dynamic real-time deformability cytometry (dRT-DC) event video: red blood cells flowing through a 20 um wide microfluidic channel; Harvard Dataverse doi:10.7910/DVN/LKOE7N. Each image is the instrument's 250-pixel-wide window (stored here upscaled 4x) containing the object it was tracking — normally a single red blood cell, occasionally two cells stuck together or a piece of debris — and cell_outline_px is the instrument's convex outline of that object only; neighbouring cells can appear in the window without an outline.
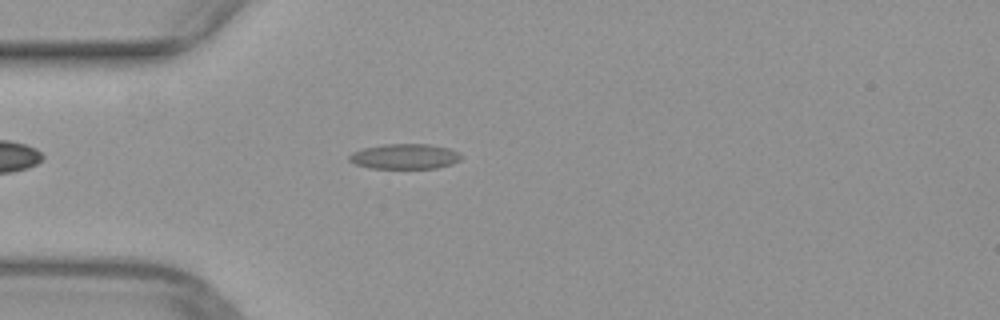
{"species": "common noctule bat (a hibernating species)", "species_latin": "Nyctalus noctula", "temperature_condition": "warm", "stored_images_in_passage": 43, "camera_frame_rate_fps": 3000, "um_per_image_px": 0.085, "animal": {"sex": "female", "body_mass_g": 29.2, "forearm_length_mm": 56.3}, "frame": {"image": 1, "passage_image": 7, "time_ms": 2.0, "image_size_px": [1000, 320], "cell_outline_px": [[464, 156], [460, 160], [452, 164], [436, 168], [368, 168], [356, 164], [348, 160], [348, 156], [352, 152], [364, 148], [384, 144], [428, 144], [448, 148]], "centroid_in_image_um": [34.4, 13.3], "position_along_channel_um": 50.6, "area_um2": 16.42}}
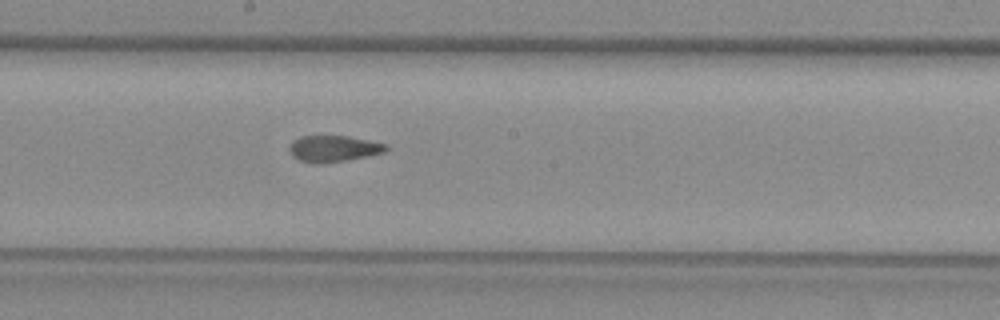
{"frame": {"image": 2, "passage_image": 20, "time_ms": 6.333, "image_size_px": [1000, 320], "cell_outline_px": [[388, 148], [384, 152], [368, 156], [320, 164], [316, 164], [300, 160], [292, 156], [288, 148], [300, 136], [348, 136], [384, 144]], "centroid_in_image_um": [28.32, 12.64], "position_along_channel_um": 219.9, "area_um2": 14.51}}
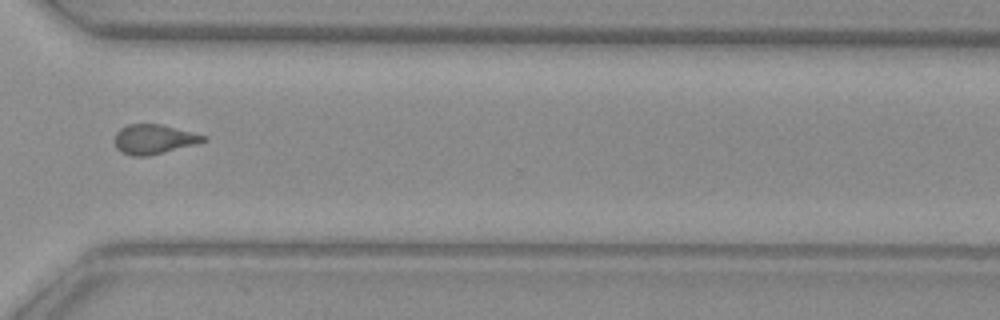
{"frame": {"image": 3, "passage_image": 30, "time_ms": 9.667, "image_size_px": [1000, 320], "cell_outline_px": [[208, 140], [148, 156], [132, 156], [120, 152], [116, 148], [116, 132], [120, 128], [128, 124], [160, 124], [208, 136]], "centroid_in_image_um": [13.06, 11.83], "position_along_channel_um": 357.5, "area_um2": 15.09}}